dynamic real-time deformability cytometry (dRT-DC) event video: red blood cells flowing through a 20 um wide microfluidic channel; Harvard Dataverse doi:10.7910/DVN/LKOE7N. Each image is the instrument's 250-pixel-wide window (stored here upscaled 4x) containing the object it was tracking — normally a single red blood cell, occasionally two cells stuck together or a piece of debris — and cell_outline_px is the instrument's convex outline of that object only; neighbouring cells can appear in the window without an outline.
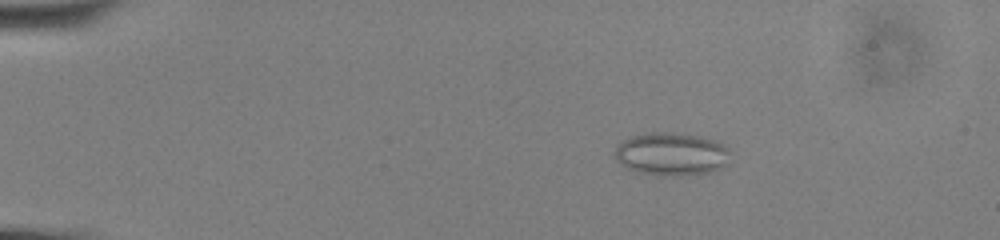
{"species": "common noctule bat (a hibernating species)", "species_latin": "Nyctalus noctula", "temperature_condition": "cold", "stored_images_in_passage": 49, "camera_frame_rate_fps": 3000, "um_per_image_px": 0.085, "animal": {"sex": "male", "body_mass_g": 13.0, "forearm_length_mm": 53.1}, "frame": {"image": 1, "passage_image": 1, "time_ms": 0.0, "image_size_px": [1000, 240], "cell_outline_px": [[732, 152], [728, 164], [720, 168], [708, 172], [680, 176], [672, 176], [640, 172], [628, 168], [620, 164], [616, 160], [616, 144], [628, 136], [652, 132], [668, 132], [700, 136], [724, 144]], "centroid_in_image_um": [57.09, 13.08], "position_along_channel_um": 27.9, "area_um2": 29.07}}
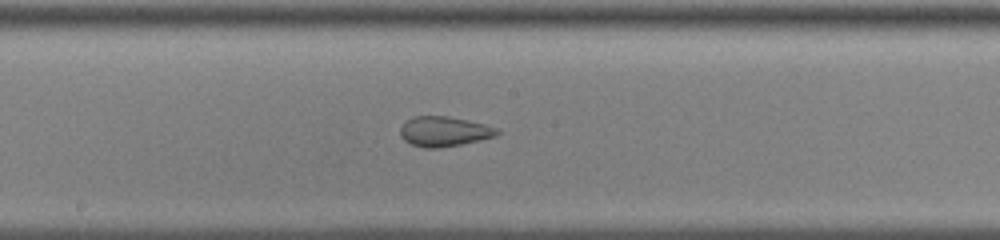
{"frame": {"image": 2, "passage_image": 23, "time_ms": 7.333, "image_size_px": [1000, 240], "cell_outline_px": [[500, 132], [496, 136], [480, 140], [460, 144], [436, 148], [424, 148], [412, 144], [404, 140], [400, 136], [400, 128], [412, 116], [448, 116], [468, 120], [500, 128]], "centroid_in_image_um": [37.77, 11.17], "position_along_channel_um": 210.4, "area_um2": 16.88}}
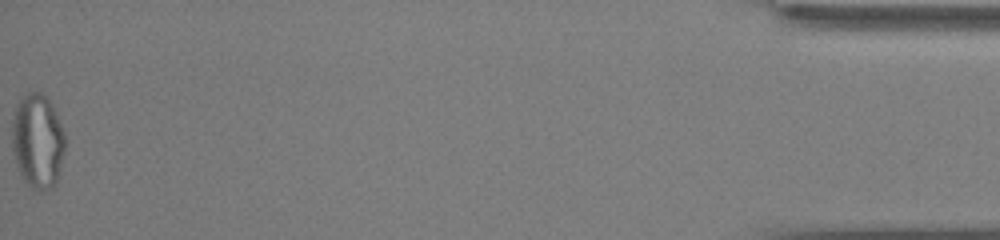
{"frame": {"image": 3, "passage_image": 49, "time_ms": 16.0, "image_size_px": [1000, 240], "cell_outline_px": [[64, 152], [56, 184], [52, 188], [40, 192], [32, 188], [24, 180], [20, 172], [12, 152], [12, 120], [16, 104], [28, 92], [40, 92], [48, 100], [56, 112], [64, 132]], "centroid_in_image_um": [3.19, 12.01], "position_along_channel_um": 432.0, "area_um2": 29.19}, "authors_computed_cell_mechanics": {"area_um2": 21.386, "velocity_mm_per_s": 3.5952, "shape_relaxation_time_tau1_ms": null, "shape_relaxation_time_tau2_ms": 0.8473, "deformation_change_tau1": null, "deformation_change_tau2": 0.059}}